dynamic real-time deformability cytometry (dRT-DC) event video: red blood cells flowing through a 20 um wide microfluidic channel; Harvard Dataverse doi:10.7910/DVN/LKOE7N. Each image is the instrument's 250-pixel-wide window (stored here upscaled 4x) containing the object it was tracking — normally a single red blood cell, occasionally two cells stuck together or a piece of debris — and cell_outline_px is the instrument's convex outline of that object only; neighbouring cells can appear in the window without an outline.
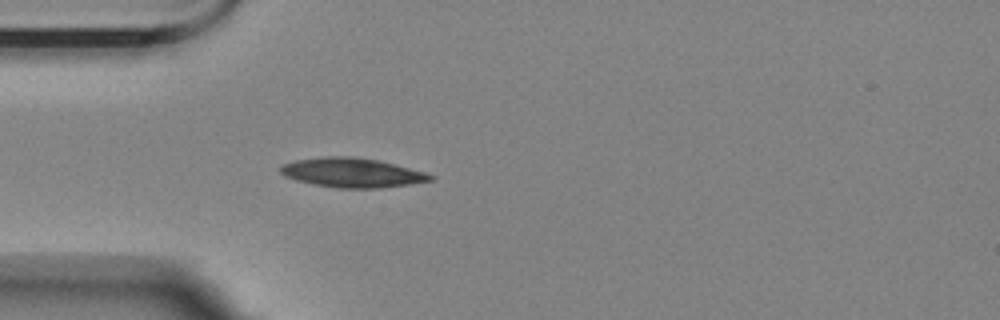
{"species": "Egyptian fruit bat (a non-hibernating species)", "species_latin": "Rousettus aegyptiacus", "temperature_condition": "room temperature", "stored_images_in_passage": 17, "camera_frame_rate_fps": 3000, "um_per_image_px": 0.085, "animal": {"sex": "female"}, "frame": {"image": 1, "passage_image": 1, "time_ms": 0.0, "image_size_px": [1000, 320], "cell_outline_px": [[436, 176], [432, 180], [408, 184], [380, 188], [336, 188], [312, 184], [296, 180], [284, 176], [280, 172], [280, 168], [284, 164], [296, 160], [328, 156], [352, 156], [376, 160], [424, 172]], "centroid_in_image_um": [29.89, 14.68], "position_along_channel_um": 55.1, "area_um2": 25.37}}
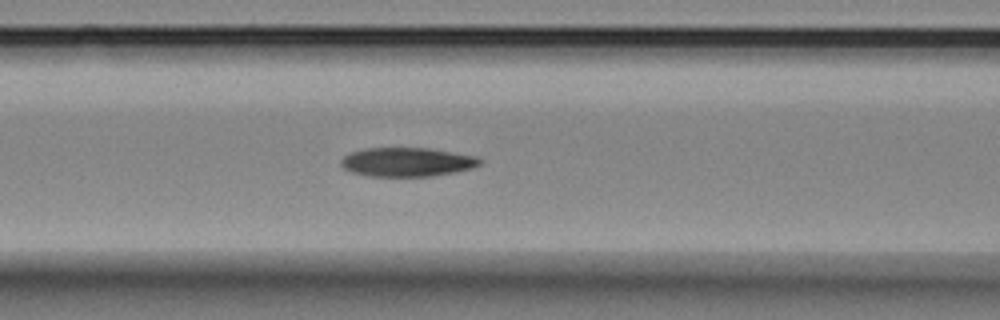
{"frame": {"image": 2, "passage_image": 8, "time_ms": 2.333, "image_size_px": [1000, 320], "cell_outline_px": [[484, 160], [480, 164], [472, 168], [432, 176], [368, 176], [352, 172], [344, 168], [340, 164], [340, 160], [344, 156], [352, 152], [364, 148], [428, 148], [476, 156]], "centroid_in_image_um": [34.59, 13.77], "position_along_channel_um": 132.0, "area_um2": 23.35}}
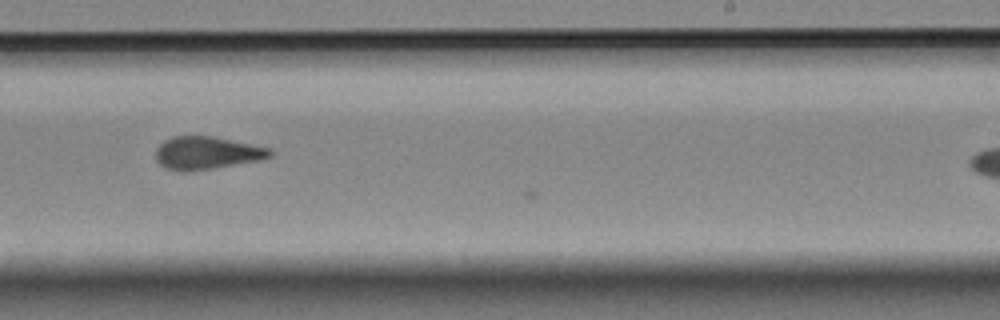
{"frame": {"image": 3, "passage_image": 14, "time_ms": 4.333, "image_size_px": [1000, 320], "cell_outline_px": [[272, 156], [260, 160], [212, 168], [184, 172], [168, 168], [160, 164], [156, 160], [156, 148], [164, 140], [172, 136], [212, 136], [272, 148]], "centroid_in_image_um": [17.58, 12.99], "position_along_channel_um": 271.4, "area_um2": 21.73}}